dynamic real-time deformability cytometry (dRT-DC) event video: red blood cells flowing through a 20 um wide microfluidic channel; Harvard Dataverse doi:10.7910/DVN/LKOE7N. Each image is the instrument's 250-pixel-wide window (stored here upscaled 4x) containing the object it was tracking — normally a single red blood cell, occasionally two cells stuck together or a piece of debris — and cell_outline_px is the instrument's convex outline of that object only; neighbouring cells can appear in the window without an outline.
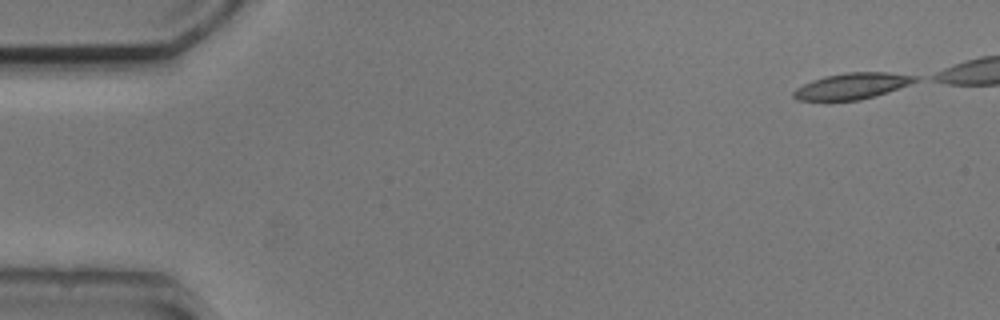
{"species": "common noctule bat (a hibernating species)", "species_latin": "Nyctalus noctula", "temperature_condition": "cold", "stored_images_in_passage": 12, "camera_frame_rate_fps": 3000, "um_per_image_px": 0.085, "animal": {"sex": "male", "body_mass_g": 20.5, "forearm_length_mm": 52.5}, "frame": {"image": 1, "passage_image": 1, "time_ms": 0.0, "image_size_px": [1000, 320], "cell_outline_px": [[920, 80], [860, 100], [828, 104], [796, 100], [792, 96], [792, 92], [796, 88], [812, 80], [824, 76], [844, 72], [888, 72], [920, 76]], "centroid_in_image_um": [72.3, 7.36], "position_along_channel_um": 12.7, "area_um2": 19.25}}